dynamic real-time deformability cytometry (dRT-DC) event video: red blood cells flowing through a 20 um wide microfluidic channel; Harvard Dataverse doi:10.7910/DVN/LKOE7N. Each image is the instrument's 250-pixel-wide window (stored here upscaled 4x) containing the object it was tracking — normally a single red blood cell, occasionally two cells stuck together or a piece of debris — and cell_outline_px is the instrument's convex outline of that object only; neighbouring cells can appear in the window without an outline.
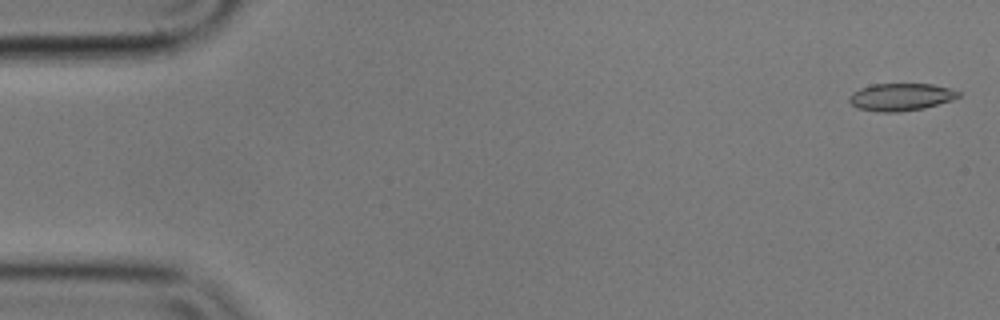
{"species": "common noctule bat (a hibernating species)", "species_latin": "Nyctalus noctula", "temperature_condition": "cold", "stored_images_in_passage": 13, "camera_frame_rate_fps": 3000, "um_per_image_px": 0.085, "animal": {"sex": "male", "body_mass_g": 17.9}, "frame": {"image": 1, "passage_image": 2, "time_ms": 0.333, "image_size_px": [1000, 320], "cell_outline_px": [[960, 96], [952, 100], [924, 108], [900, 112], [876, 112], [856, 108], [848, 100], [848, 96], [852, 92], [860, 88], [872, 84], [932, 84], [948, 88], [960, 92]], "centroid_in_image_um": [76.53, 8.25], "position_along_channel_um": 8.5, "area_um2": 17.57}}